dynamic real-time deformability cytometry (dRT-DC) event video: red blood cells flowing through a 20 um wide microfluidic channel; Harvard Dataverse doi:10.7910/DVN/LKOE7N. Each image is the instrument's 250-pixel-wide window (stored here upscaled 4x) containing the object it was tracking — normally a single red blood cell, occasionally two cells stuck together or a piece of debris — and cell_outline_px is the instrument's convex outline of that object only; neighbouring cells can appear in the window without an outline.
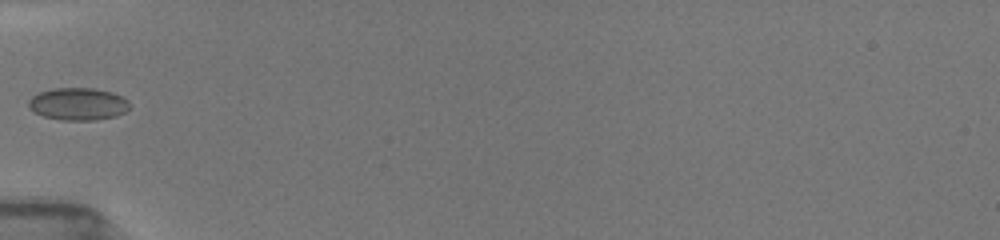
{"species": "common noctule bat (a hibernating species)", "species_latin": "Nyctalus noctula", "temperature_condition": "room temperature", "stored_images_in_passage": 34, "camera_frame_rate_fps": 3000, "um_per_image_px": 0.085, "animal": {"sex": "female", "body_mass_g": 19.5, "forearm_length_mm": 54.1}, "frame": {"image": 1, "passage_image": 1, "time_ms": 0.0, "image_size_px": [1000, 240], "cell_outline_px": [[128, 108], [124, 112], [116, 116], [96, 120], [60, 120], [44, 116], [28, 108], [28, 100], [32, 96], [40, 92], [52, 88], [96, 88], [112, 92], [128, 100]], "centroid_in_image_um": [6.62, 8.83], "position_along_channel_um": 78.4, "area_um2": 19.07}}
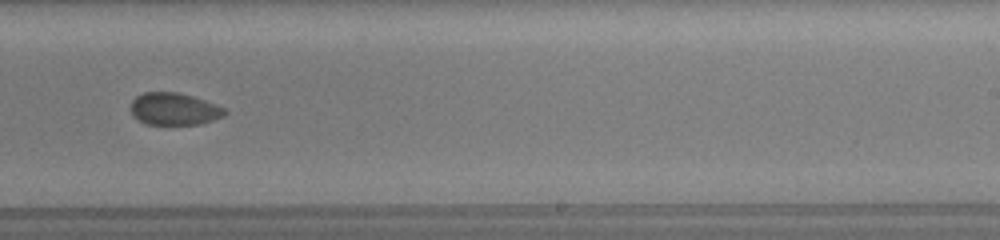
{"frame": {"image": 2, "passage_image": 16, "time_ms": 5.0, "image_size_px": [1000, 240], "cell_outline_px": [[228, 112], [224, 116], [200, 124], [144, 124], [132, 116], [132, 100], [136, 96], [144, 92], [180, 92], [216, 104], [224, 108]], "centroid_in_image_um": [14.8, 9.26], "position_along_channel_um": 274.2, "area_um2": 17.69}}
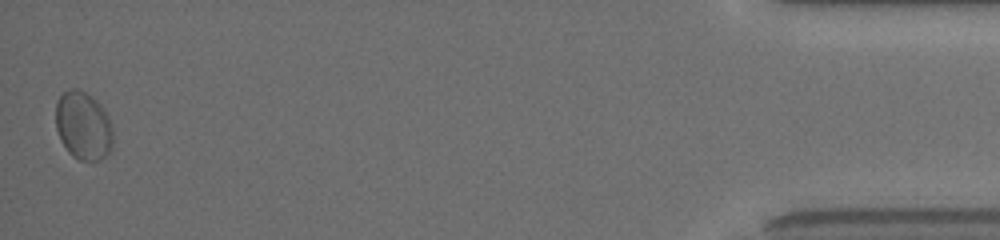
{"frame": {"image": 3, "passage_image": 34, "time_ms": 11.0, "image_size_px": [1000, 240], "cell_outline_px": [[112, 148], [100, 160], [80, 160], [72, 156], [68, 152], [60, 140], [56, 128], [56, 100], [68, 88], [80, 88], [92, 96], [104, 108], [112, 124]], "centroid_in_image_um": [7.07, 10.66], "position_along_channel_um": 428.1, "area_um2": 23.06}}